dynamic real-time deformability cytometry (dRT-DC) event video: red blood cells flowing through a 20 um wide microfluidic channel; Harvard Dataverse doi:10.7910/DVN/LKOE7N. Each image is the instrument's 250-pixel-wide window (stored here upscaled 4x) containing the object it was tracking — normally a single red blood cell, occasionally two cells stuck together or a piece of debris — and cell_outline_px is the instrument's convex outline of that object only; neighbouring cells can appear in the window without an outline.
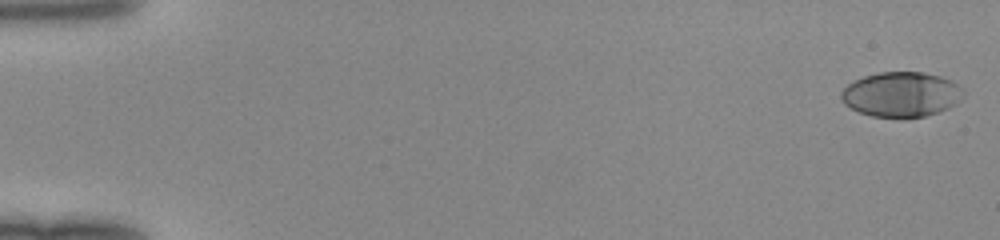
{"species": "human", "species_latin": "Homo sapiens", "temperature_condition": "room temperature", "stored_images_in_passage": 50, "camera_frame_rate_fps": 3000, "um_per_image_px": 0.085, "donor": {"sex": "female"}, "frame": {"image": 1, "passage_image": 1, "time_ms": 0.0, "image_size_px": [1000, 240], "cell_outline_px": [[964, 96], [956, 104], [940, 112], [924, 116], [872, 116], [860, 112], [844, 104], [840, 100], [840, 92], [848, 84], [864, 76], [880, 72], [924, 72], [940, 76], [952, 80], [964, 88]], "centroid_in_image_um": [76.64, 8.0], "position_along_channel_um": 8.4, "area_um2": 31.96}}
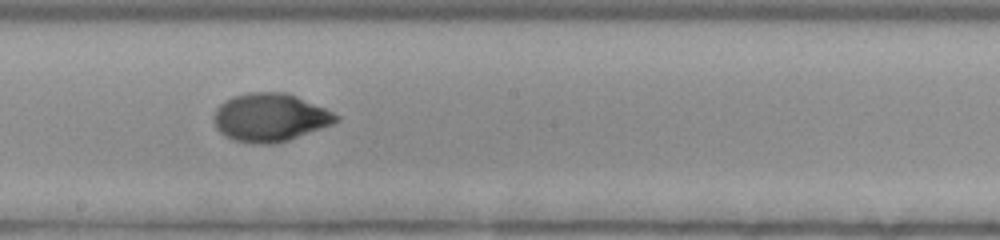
{"frame": {"image": 2, "passage_image": 29, "time_ms": 9.333, "image_size_px": [1000, 240], "cell_outline_px": [[340, 120], [332, 124], [288, 140], [272, 144], [252, 144], [232, 140], [224, 136], [216, 128], [212, 120], [212, 116], [216, 108], [224, 100], [232, 96], [248, 92], [284, 92], [296, 96], [324, 108], [340, 116]], "centroid_in_image_um": [22.89, 9.99], "position_along_channel_um": 225.3, "area_um2": 34.51}}
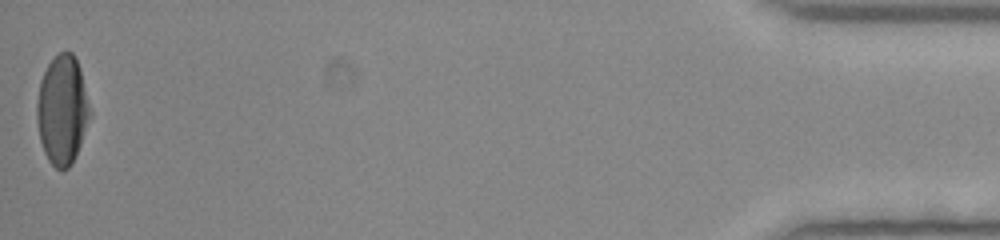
{"frame": {"image": 3, "passage_image": 50, "time_ms": 16.333, "image_size_px": [1000, 240], "cell_outline_px": [[88, 116], [80, 144], [68, 168], [60, 172], [48, 160], [44, 152], [40, 140], [36, 120], [36, 104], [40, 80], [48, 64], [60, 52], [72, 52], [80, 68], [88, 108]], "centroid_in_image_um": [5.23, 9.35], "position_along_channel_um": 430.0, "area_um2": 32.83}}